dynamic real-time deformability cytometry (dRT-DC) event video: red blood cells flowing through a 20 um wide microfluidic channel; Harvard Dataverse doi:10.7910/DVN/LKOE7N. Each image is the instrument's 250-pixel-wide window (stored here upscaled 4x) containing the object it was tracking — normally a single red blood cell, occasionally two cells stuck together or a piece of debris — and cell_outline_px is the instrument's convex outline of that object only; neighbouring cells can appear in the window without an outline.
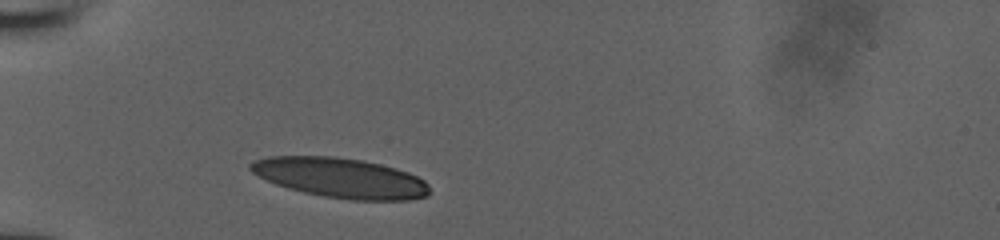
{"species": "human", "species_latin": "Homo sapiens", "temperature_condition": "room temperature", "stored_images_in_passage": 30, "camera_frame_rate_fps": 3000, "um_per_image_px": 0.085, "donor": {"sex": "male"}, "frame": {"image": 1, "passage_image": 1, "time_ms": 0.0, "image_size_px": [1000, 240], "cell_outline_px": [[432, 192], [428, 196], [408, 200], [352, 200], [324, 196], [304, 192], [288, 188], [276, 184], [252, 172], [248, 168], [248, 164], [256, 160], [268, 156], [336, 156], [364, 160], [396, 168], [408, 172], [424, 180], [428, 184]], "centroid_in_image_um": [28.98, 15.11], "position_along_channel_um": 56.0, "area_um2": 41.73}}
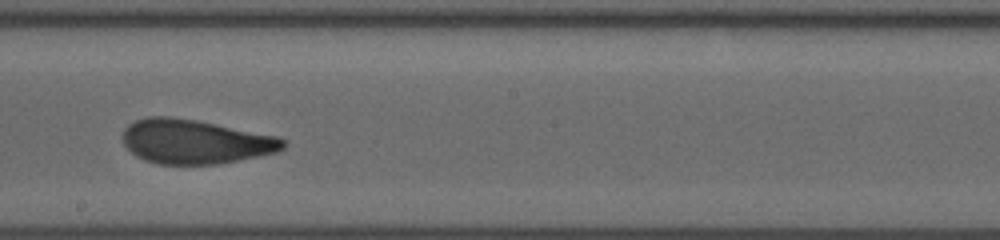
{"frame": {"image": 2, "passage_image": 15, "time_ms": 4.667, "image_size_px": [1000, 240], "cell_outline_px": [[288, 144], [284, 148], [276, 152], [216, 164], [156, 164], [144, 160], [136, 156], [124, 144], [124, 128], [128, 124], [136, 120], [148, 116], [168, 116], [196, 120], [276, 136], [288, 140]], "centroid_in_image_um": [16.58, 12.03], "position_along_channel_um": 231.6, "area_um2": 41.15}}
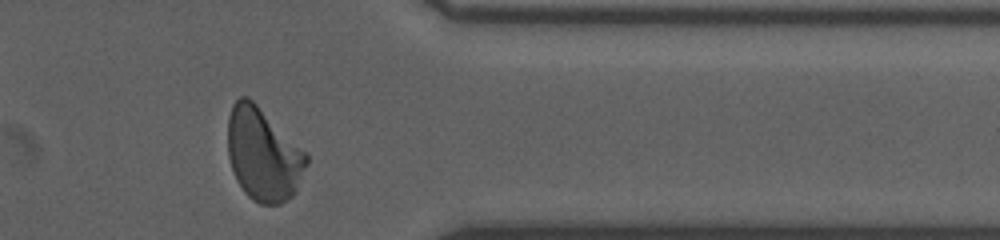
{"frame": {"image": 3, "passage_image": 27, "time_ms": 8.667, "image_size_px": [1000, 240], "cell_outline_px": [[308, 164], [296, 192], [292, 196], [280, 204], [260, 204], [252, 200], [244, 192], [236, 180], [228, 156], [228, 116], [232, 104], [240, 96], [248, 96], [308, 152]], "centroid_in_image_um": [22.39, 13.12], "position_along_channel_um": 389.0, "area_um2": 43.06}}